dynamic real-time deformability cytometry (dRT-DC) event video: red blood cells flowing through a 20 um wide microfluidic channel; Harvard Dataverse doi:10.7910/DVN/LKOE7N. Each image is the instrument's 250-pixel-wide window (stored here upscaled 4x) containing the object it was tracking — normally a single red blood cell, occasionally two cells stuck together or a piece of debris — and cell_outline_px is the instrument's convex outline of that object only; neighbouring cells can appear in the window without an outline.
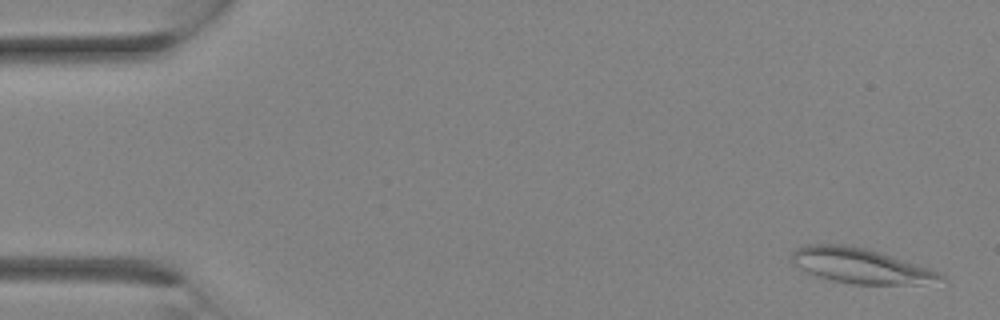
{"species": "Egyptian fruit bat (a non-hibernating species)", "species_latin": "Rousettus aegyptiacus", "temperature_condition": "room temperature", "stored_images_in_passage": 9, "camera_frame_rate_fps": 3000, "um_per_image_px": 0.085, "animal": {"sex": "female"}, "frame": {"image": 1, "passage_image": 1, "time_ms": 0.0, "image_size_px": [1000, 320], "cell_outline_px": [[948, 280], [920, 284], [852, 284], [832, 280], [816, 276], [792, 264], [788, 256], [796, 248], [804, 244], [844, 244], [868, 248], [932, 268], [940, 272]], "centroid_in_image_um": [73.15, 22.58], "position_along_channel_um": 11.8, "area_um2": 30.98}}